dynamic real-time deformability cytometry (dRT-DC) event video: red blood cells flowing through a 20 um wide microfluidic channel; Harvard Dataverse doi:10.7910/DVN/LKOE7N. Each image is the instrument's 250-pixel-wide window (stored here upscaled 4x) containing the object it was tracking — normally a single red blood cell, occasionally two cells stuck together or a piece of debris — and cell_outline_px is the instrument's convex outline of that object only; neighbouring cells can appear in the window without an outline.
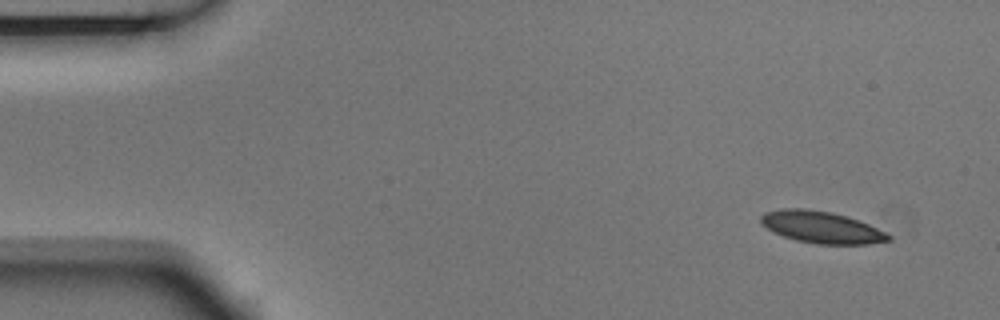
{"species": "Egyptian fruit bat (a non-hibernating species)", "species_latin": "Rousettus aegyptiacus", "temperature_condition": "room temperature", "stored_images_in_passage": 6, "camera_frame_rate_fps": 3000, "um_per_image_px": 0.085, "animal": {"sex": "male"}, "frame": {"image": 1, "passage_image": 1, "time_ms": 0.0, "image_size_px": [1000, 320], "cell_outline_px": [[892, 240], [868, 244], [816, 244], [796, 240], [772, 232], [760, 224], [760, 216], [764, 212], [784, 208], [804, 208], [832, 212], [868, 224], [892, 236]], "centroid_in_image_um": [69.77, 19.31], "position_along_channel_um": 15.2, "area_um2": 23.64}}
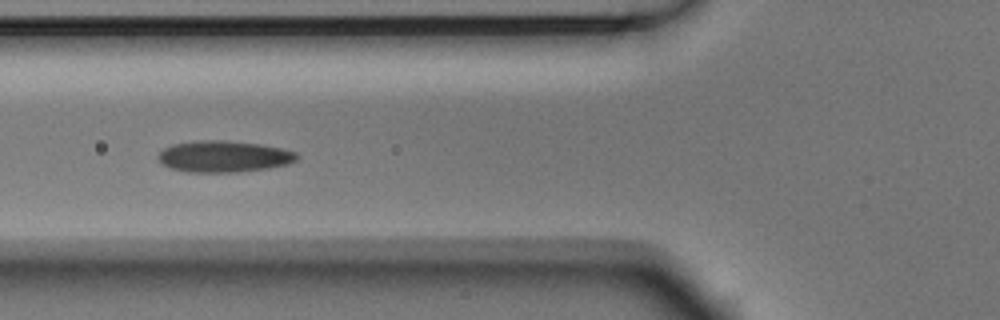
{"frame": {"image": 2, "passage_image": 5, "time_ms": 1.333, "image_size_px": [1000, 320], "cell_outline_px": [[300, 156], [296, 160], [288, 164], [268, 168], [236, 172], [184, 172], [172, 168], [164, 164], [160, 160], [160, 152], [164, 148], [172, 144], [196, 140], [224, 140], [260, 144], [280, 148], [296, 152]], "centroid_in_image_um": [19.05, 13.29], "position_along_channel_um": 106.8, "area_um2": 25.32}}
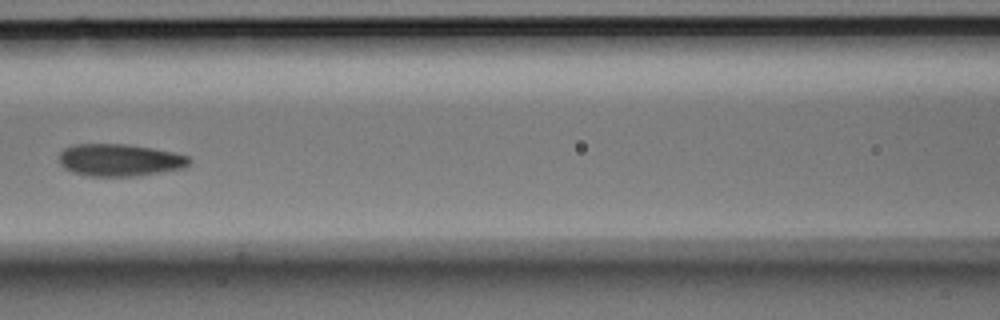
{"frame": {"image": 3, "passage_image": 6, "time_ms": 1.667, "image_size_px": [1000, 320], "cell_outline_px": [[192, 160], [184, 168], [136, 176], [88, 176], [72, 172], [64, 168], [60, 164], [60, 152], [64, 148], [72, 144], [124, 144], [152, 148], [172, 152], [188, 156]], "centroid_in_image_um": [10.15, 13.6], "position_along_channel_um": 156.5, "area_um2": 24.45}}